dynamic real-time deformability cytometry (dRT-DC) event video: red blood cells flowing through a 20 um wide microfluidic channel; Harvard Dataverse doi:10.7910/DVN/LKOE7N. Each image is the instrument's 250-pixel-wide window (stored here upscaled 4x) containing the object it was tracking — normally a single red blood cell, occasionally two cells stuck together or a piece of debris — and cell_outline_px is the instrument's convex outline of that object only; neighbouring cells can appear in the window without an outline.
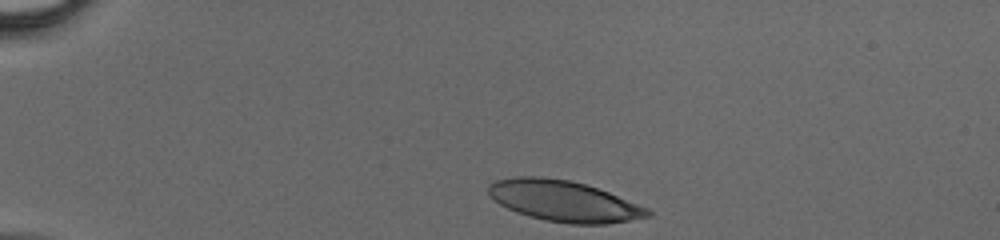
{"species": "human", "species_latin": "Homo sapiens", "temperature_condition": "cold", "stored_images_in_passage": 31, "camera_frame_rate_fps": 3000, "um_per_image_px": 0.085, "donor": {"sex": "male"}, "frame": {"image": 1, "passage_image": 1, "time_ms": 0.0, "image_size_px": [1000, 240], "cell_outline_px": [[652, 216], [604, 224], [568, 224], [544, 220], [516, 212], [500, 204], [488, 192], [488, 184], [496, 180], [516, 176], [540, 176], [568, 180], [584, 184], [608, 192], [648, 208], [652, 212]], "centroid_in_image_um": [47.92, 17.09], "position_along_channel_um": 37.1, "area_um2": 37.69}}
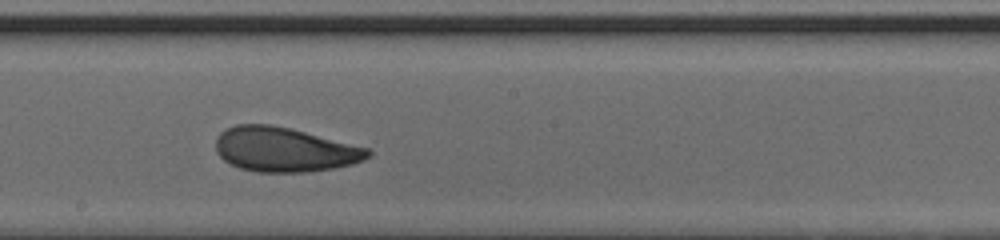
{"frame": {"image": 2, "passage_image": 18, "time_ms": 5.667, "image_size_px": [1000, 240], "cell_outline_px": [[372, 156], [364, 160], [352, 164], [336, 168], [304, 172], [260, 172], [240, 168], [224, 160], [216, 152], [216, 136], [224, 128], [236, 124], [272, 124], [292, 128], [368, 148], [372, 152]], "centroid_in_image_um": [24.18, 12.7], "position_along_channel_um": 224.0, "area_um2": 39.77}}
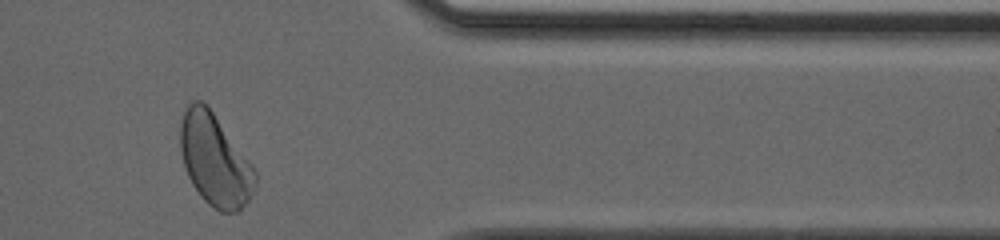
{"frame": {"image": 3, "passage_image": 30, "time_ms": 9.667, "image_size_px": [1000, 240], "cell_outline_px": [[256, 184], [248, 200], [236, 212], [220, 212], [208, 204], [200, 196], [192, 184], [188, 176], [184, 164], [180, 148], [180, 124], [184, 112], [188, 104], [196, 100], [200, 100], [212, 112], [252, 164], [256, 172]], "centroid_in_image_um": [18.25, 13.63], "position_along_channel_um": 393.1, "area_um2": 39.42}}